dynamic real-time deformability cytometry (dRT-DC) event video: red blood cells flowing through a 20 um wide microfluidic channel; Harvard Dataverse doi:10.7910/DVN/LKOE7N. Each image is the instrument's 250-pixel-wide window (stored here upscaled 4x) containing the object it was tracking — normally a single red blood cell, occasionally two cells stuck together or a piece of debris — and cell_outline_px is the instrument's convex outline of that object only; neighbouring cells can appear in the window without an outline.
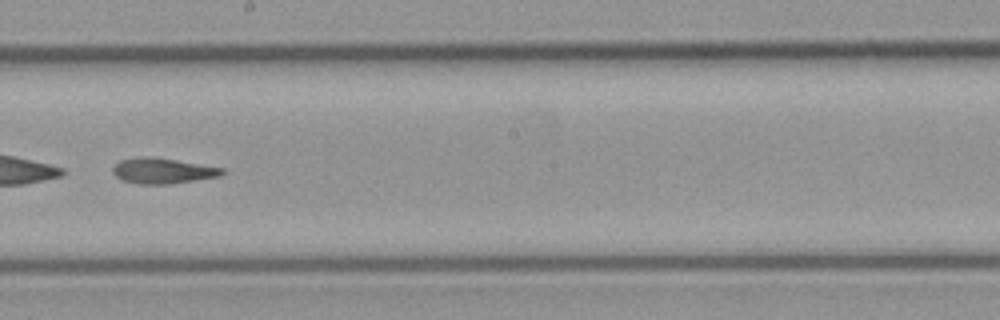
{"species": "common noctule bat (a hibernating species)", "species_latin": "Nyctalus noctula", "temperature_condition": "cold", "stored_images_in_passage": 55, "camera_frame_rate_fps": 3000, "um_per_image_px": 0.085, "animal": {"sex": "male", "body_mass_g": 23.1, "forearm_length_mm": 52.7}, "frame": {"image": 1, "passage_image": 31, "time_ms": 10.0, "image_size_px": [1000, 320], "cell_outline_px": [[224, 172], [220, 176], [172, 184], [136, 184], [124, 180], [116, 176], [112, 172], [112, 168], [120, 160], [140, 156], [148, 156], [176, 160], [224, 168]], "centroid_in_image_um": [13.81, 14.52], "position_along_channel_um": 234.4, "area_um2": 16.24}}
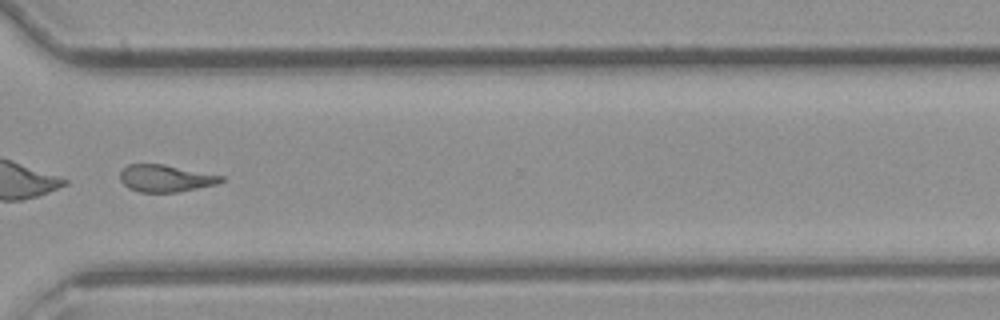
{"frame": {"image": 2, "passage_image": 41, "time_ms": 13.333, "image_size_px": [1000, 320], "cell_outline_px": [[224, 180], [216, 184], [180, 192], [140, 192], [128, 188], [120, 180], [120, 172], [128, 164], [160, 164], [224, 176]], "centroid_in_image_um": [14.05, 15.17], "position_along_channel_um": 356.5, "area_um2": 15.78}}